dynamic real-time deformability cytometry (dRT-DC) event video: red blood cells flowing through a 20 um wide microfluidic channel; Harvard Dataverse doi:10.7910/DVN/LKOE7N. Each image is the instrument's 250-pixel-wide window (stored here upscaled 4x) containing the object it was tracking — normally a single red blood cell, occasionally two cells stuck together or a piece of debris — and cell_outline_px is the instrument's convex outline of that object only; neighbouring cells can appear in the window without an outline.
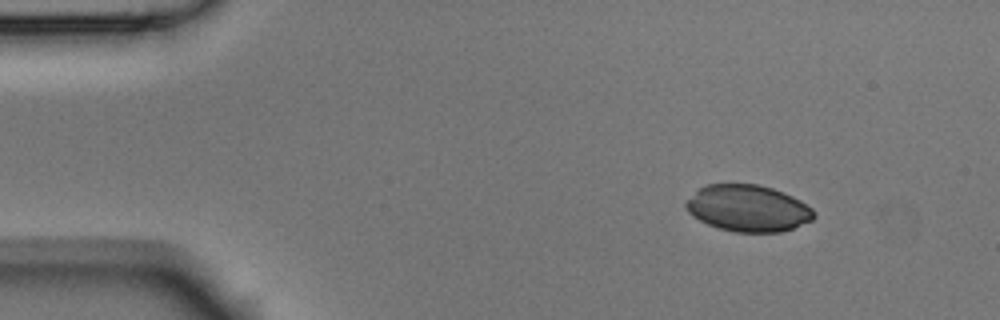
{"species": "Egyptian fruit bat (a non-hibernating species)", "species_latin": "Rousettus aegyptiacus", "temperature_condition": "room temperature", "stored_images_in_passage": 5, "camera_frame_rate_fps": 3000, "um_per_image_px": 0.085, "animal": {"sex": "male"}, "frame": {"image": 1, "passage_image": 5, "time_ms": 1.333, "image_size_px": [1000, 320], "cell_outline_px": [[816, 216], [812, 220], [792, 228], [780, 232], [732, 232], [708, 224], [692, 216], [688, 212], [684, 204], [700, 188], [708, 184], [756, 184], [772, 188], [784, 192], [800, 200], [812, 208], [816, 212]], "centroid_in_image_um": [63.6, 17.71], "position_along_channel_um": 21.4, "area_um2": 34.62}}